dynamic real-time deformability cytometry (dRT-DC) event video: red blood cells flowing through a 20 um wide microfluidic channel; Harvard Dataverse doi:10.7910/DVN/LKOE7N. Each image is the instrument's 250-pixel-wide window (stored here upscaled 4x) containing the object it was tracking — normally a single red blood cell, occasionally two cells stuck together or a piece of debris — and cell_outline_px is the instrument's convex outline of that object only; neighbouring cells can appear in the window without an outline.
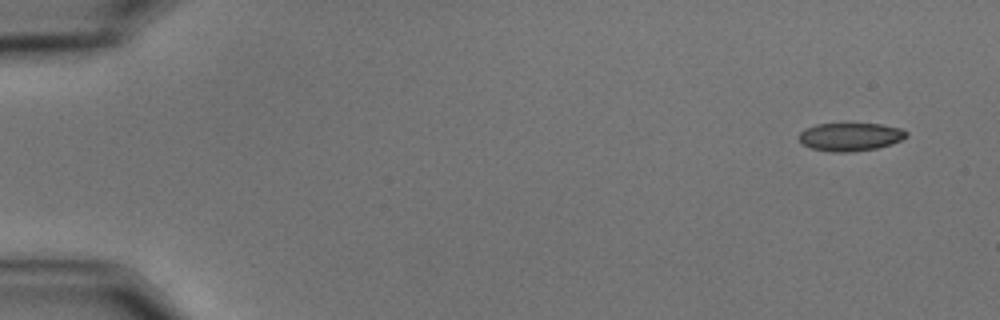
{"species": "common noctule bat (a hibernating species)", "species_latin": "Nyctalus noctula", "temperature_condition": "cold", "stored_images_in_passage": 55, "camera_frame_rate_fps": 3000, "um_per_image_px": 0.085, "animal": {"sex": "male", "body_mass_g": 15.6}, "frame": {"image": 1, "passage_image": 1, "time_ms": 0.0, "image_size_px": [1000, 320], "cell_outline_px": [[908, 136], [892, 144], [876, 148], [852, 152], [832, 152], [812, 148], [804, 144], [800, 140], [800, 132], [804, 128], [816, 124], [880, 124], [900, 128], [908, 132]], "centroid_in_image_um": [72.29, 11.63], "position_along_channel_um": 12.7, "area_um2": 17.51}}
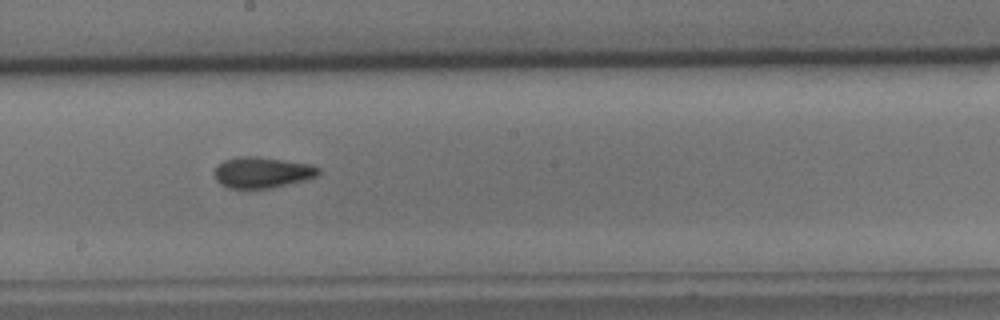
{"frame": {"image": 2, "passage_image": 30, "time_ms": 9.667, "image_size_px": [1000, 320], "cell_outline_px": [[320, 172], [316, 176], [304, 180], [268, 188], [228, 188], [220, 184], [216, 180], [216, 168], [224, 160], [240, 156], [256, 156], [308, 164], [320, 168]], "centroid_in_image_um": [22.27, 14.65], "position_along_channel_um": 225.9, "area_um2": 18.38}}
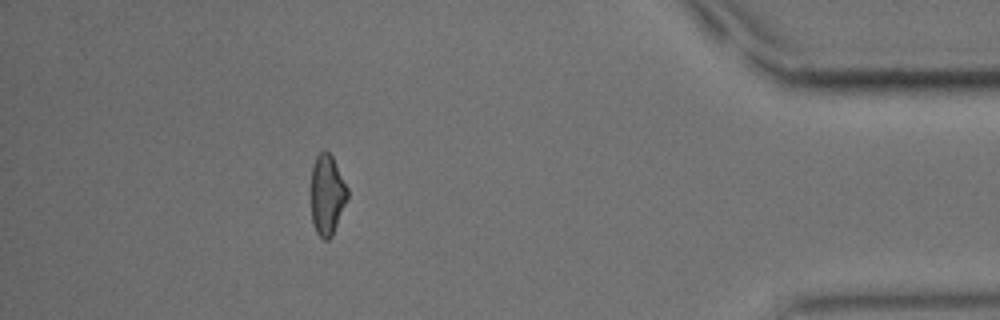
{"frame": {"image": 3, "passage_image": 49, "time_ms": 16.0, "image_size_px": [1000, 320], "cell_outline_px": [[348, 196], [332, 236], [328, 240], [324, 240], [316, 232], [312, 224], [312, 164], [316, 156], [324, 148], [332, 156], [348, 188]], "centroid_in_image_um": [27.8, 16.54], "position_along_channel_um": 407.4, "area_um2": 16.94}, "authors_computed_cell_mechanics": {"area_um2": 18.1492, "velocity_mm_per_s": 3.5423, "shape_relaxation_time_tau1_ms": null, "shape_relaxation_time_tau2_ms": 2.9157, "deformation_change_tau1": null, "deformation_change_tau2": 0.0717}}